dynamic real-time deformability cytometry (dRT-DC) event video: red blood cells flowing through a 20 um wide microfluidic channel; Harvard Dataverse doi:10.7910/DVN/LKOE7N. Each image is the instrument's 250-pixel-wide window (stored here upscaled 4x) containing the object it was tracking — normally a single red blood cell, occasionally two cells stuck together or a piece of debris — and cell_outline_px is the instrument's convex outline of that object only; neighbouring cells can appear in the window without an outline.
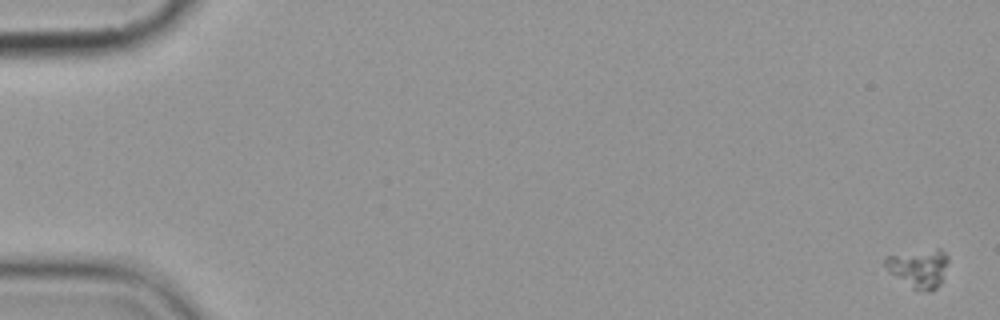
{"species": "common noctule bat (a hibernating species)", "species_latin": "Nyctalus noctula", "temperature_condition": "cold", "stored_images_in_passage": 3, "segment_of_instrument_passage": [2, 2], "camera_frame_rate_fps": 3000, "um_per_image_px": 0.085, "animal": {"sex": "female", "body_mass_g": 19.9}, "frame": {"image": 1, "passage_image": 3, "time_ms": 2.333, "image_size_px": [1000, 320], "cell_outline_px": [[948, 260], [940, 284], [936, 288], [928, 292], [912, 288], [892, 272], [884, 264], [884, 260], [888, 256], [936, 248], [940, 248], [948, 256]], "centroid_in_image_um": [78.15, 22.78], "position_along_channel_um": 6.9, "area_um2": 13.64}}